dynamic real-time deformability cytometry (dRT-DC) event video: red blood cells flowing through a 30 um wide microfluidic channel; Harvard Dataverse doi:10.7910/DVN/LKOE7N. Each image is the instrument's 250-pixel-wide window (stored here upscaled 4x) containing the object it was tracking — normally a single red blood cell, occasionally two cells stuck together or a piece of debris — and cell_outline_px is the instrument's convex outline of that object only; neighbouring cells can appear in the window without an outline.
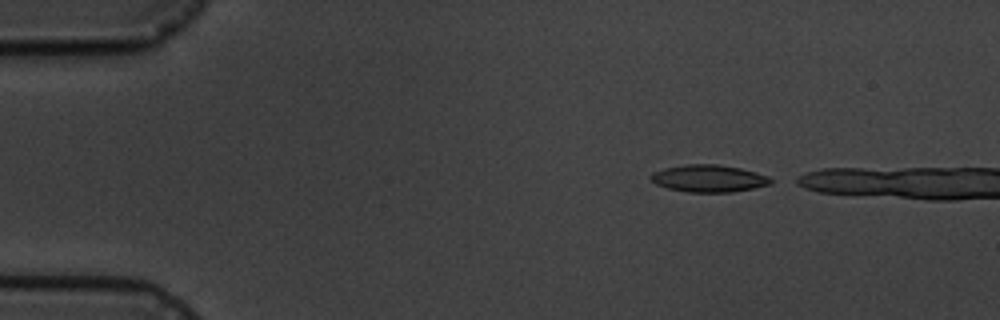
{"species": "common noctule bat (a hibernating species)", "species_latin": "Nyctalus noctula", "temperature_condition": "cold", "stored_images_in_passage": 2, "camera_frame_rate_fps": 3000, "um_per_image_px": 0.085, "animal": {"sex": "male", "body_mass_g": 19.5, "forearm_length_mm": 54.6}, "frame": {"image": 1, "passage_image": 1, "time_ms": 0.0, "image_size_px": [1000, 320], "cell_outline_px": [[776, 180], [772, 184], [732, 192], [688, 192], [668, 188], [656, 184], [648, 176], [652, 172], [664, 168], [688, 164], [716, 164], [740, 168], [756, 172], [768, 176]], "centroid_in_image_um": [60.26, 15.16], "position_along_channel_um": 24.7, "area_um2": 19.07}}